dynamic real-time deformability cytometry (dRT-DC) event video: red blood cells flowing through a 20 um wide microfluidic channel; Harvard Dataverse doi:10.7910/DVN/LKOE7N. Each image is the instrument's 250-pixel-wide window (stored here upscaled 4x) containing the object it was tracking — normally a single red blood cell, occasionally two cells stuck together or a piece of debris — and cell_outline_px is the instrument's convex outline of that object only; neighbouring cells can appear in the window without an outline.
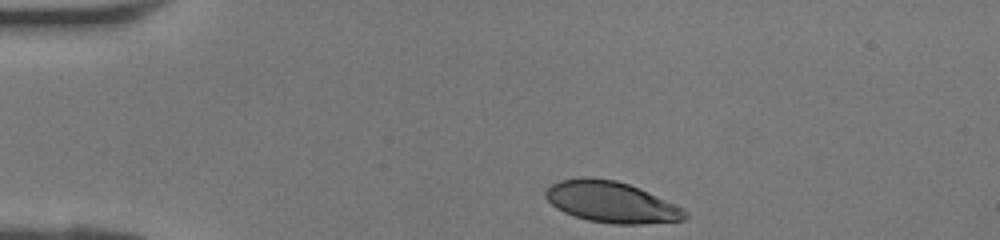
{"species": "human", "species_latin": "Homo sapiens", "temperature_condition": "room temperature", "stored_images_in_passage": 28, "camera_frame_rate_fps": 3000, "um_per_image_px": 0.085, "donor": {"sex": "female"}, "frame": {"image": 1, "passage_image": 1, "time_ms": 0.0, "image_size_px": [1000, 240], "cell_outline_px": [[688, 216], [684, 220], [644, 224], [612, 224], [588, 220], [564, 212], [556, 208], [544, 196], [544, 192], [552, 184], [560, 180], [580, 176], [588, 176], [616, 180], [640, 188], [688, 212]], "centroid_in_image_um": [51.92, 17.16], "position_along_channel_um": 33.1, "area_um2": 33.29}}
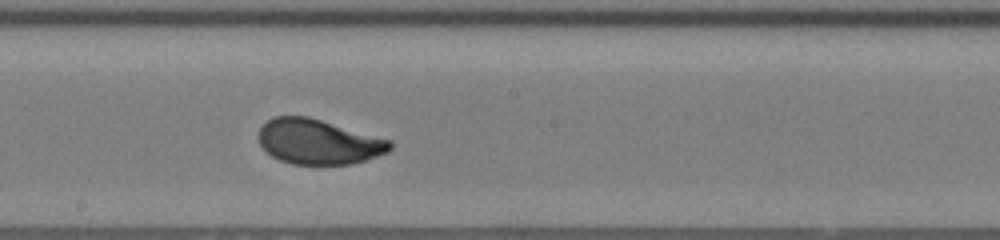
{"frame": {"image": 2, "passage_image": 16, "time_ms": 5.0, "image_size_px": [1000, 240], "cell_outline_px": [[392, 148], [388, 152], [352, 164], [292, 164], [280, 160], [272, 156], [260, 144], [256, 136], [260, 128], [272, 116], [308, 116], [392, 140]], "centroid_in_image_um": [27.06, 12.04], "position_along_channel_um": 221.1, "area_um2": 34.51}}
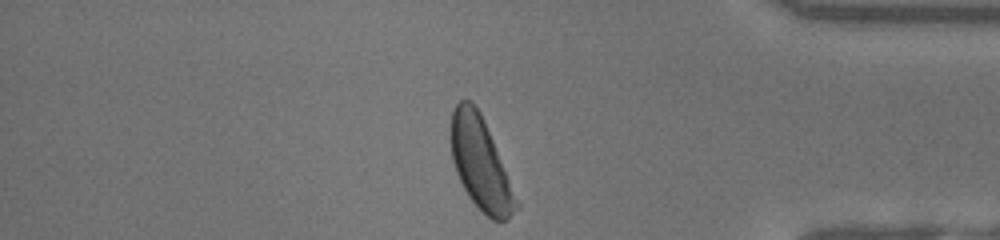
{"frame": {"image": 3, "passage_image": 28, "time_ms": 9.0, "image_size_px": [1000, 240], "cell_outline_px": [[520, 208], [504, 220], [492, 220], [468, 196], [456, 172], [452, 160], [448, 136], [448, 128], [452, 112], [456, 104], [460, 100], [472, 100], [480, 112], [520, 204]], "centroid_in_image_um": [40.79, 13.86], "position_along_channel_um": 394.4, "area_um2": 34.91}}